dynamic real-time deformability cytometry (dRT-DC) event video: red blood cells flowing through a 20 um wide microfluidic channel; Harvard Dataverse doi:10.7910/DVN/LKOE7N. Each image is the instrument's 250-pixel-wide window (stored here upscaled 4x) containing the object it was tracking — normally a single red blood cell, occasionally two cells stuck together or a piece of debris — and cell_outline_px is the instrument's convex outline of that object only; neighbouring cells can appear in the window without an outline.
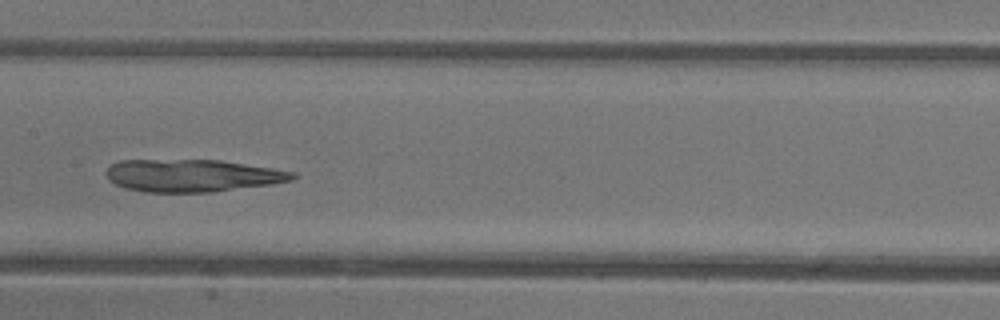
{"species": "common noctule bat (a hibernating species)", "species_latin": "Nyctalus noctula", "temperature_condition": "warm", "stored_images_in_passage": 31, "camera_frame_rate_fps": 3000, "um_per_image_px": 0.085, "animal": {"sex": "female"}, "frame": {"image": 1, "passage_image": 10, "time_ms": 3.0, "image_size_px": [1000, 320], "cell_outline_px": [[296, 176], [292, 180], [272, 184], [212, 192], [144, 192], [128, 188], [116, 184], [108, 180], [104, 172], [112, 164], [120, 160], [220, 160], [272, 168], [296, 172]], "centroid_in_image_um": [16.34, 14.92], "position_along_channel_um": 191.1, "area_um2": 35.2}}
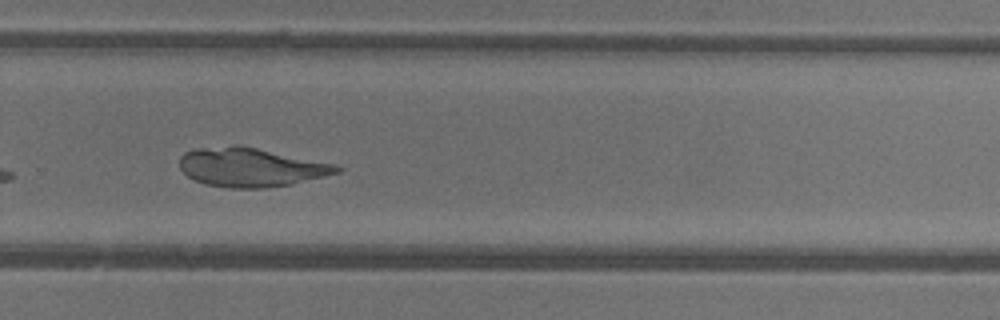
{"frame": {"image": 2, "passage_image": 18, "time_ms": 5.667, "image_size_px": [1000, 320], "cell_outline_px": [[344, 168], [340, 172], [292, 184], [264, 188], [232, 188], [204, 184], [188, 176], [180, 168], [180, 156], [184, 152], [192, 148], [232, 144], [240, 144], [336, 164]], "centroid_in_image_um": [21.31, 14.19], "position_along_channel_um": 308.5, "area_um2": 36.07}}